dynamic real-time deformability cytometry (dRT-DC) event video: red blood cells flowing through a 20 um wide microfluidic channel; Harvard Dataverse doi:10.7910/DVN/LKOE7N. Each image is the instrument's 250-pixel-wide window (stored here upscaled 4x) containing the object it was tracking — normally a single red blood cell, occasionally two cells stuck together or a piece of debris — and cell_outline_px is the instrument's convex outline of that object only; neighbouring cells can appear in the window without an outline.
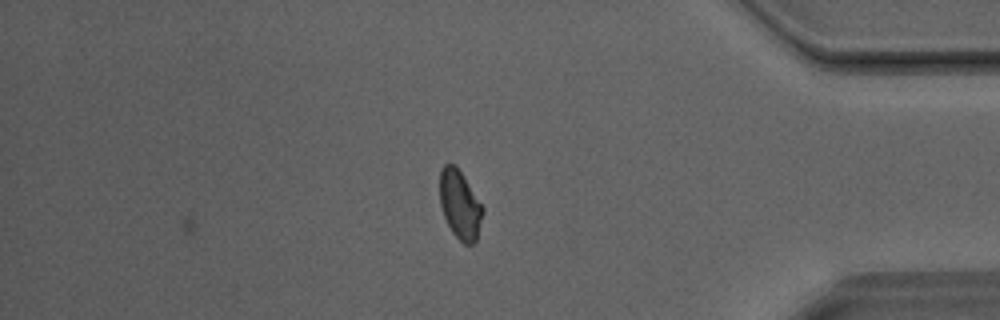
{"species": "Egyptian fruit bat (a non-hibernating species)", "species_latin": "Rousettus aegyptiacus", "temperature_condition": "room temperature", "stored_images_in_passage": 32, "camera_frame_rate_fps": 3000, "um_per_image_px": 0.085, "animal": {"sex": "male"}, "frame": {"image": 1, "passage_image": 32, "time_ms": 10.333, "image_size_px": [1000, 320], "cell_outline_px": [[484, 212], [476, 240], [472, 244], [464, 244], [452, 232], [444, 216], [440, 204], [440, 168], [444, 164], [456, 164], [464, 176], [484, 208]], "centroid_in_image_um": [39.09, 17.37], "position_along_channel_um": 396.1, "area_um2": 17.22}}